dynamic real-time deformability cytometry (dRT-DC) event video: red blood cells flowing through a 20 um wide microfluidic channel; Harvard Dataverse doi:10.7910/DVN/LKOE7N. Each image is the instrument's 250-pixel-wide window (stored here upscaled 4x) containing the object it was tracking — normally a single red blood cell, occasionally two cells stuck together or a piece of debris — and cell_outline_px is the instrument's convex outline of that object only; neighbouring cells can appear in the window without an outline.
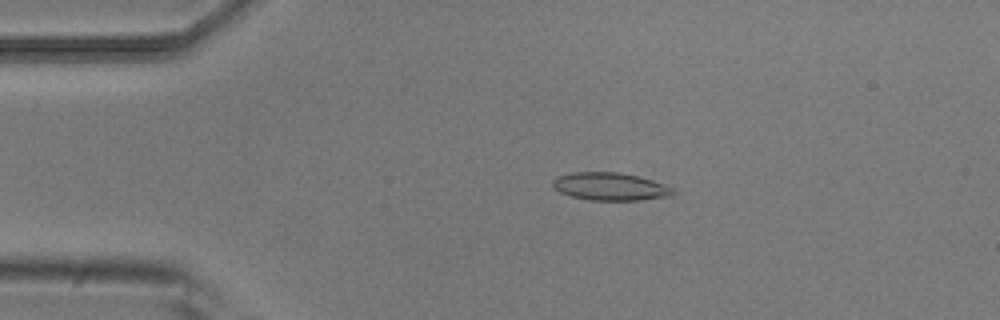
{"species": "common noctule bat (a hibernating species)", "species_latin": "Nyctalus noctula", "temperature_condition": "room temperature", "stored_images_in_passage": 4, "camera_frame_rate_fps": 3000, "um_per_image_px": 0.085, "animal": {"sex": "male", "body_mass_g": 20.5, "forearm_length_mm": 52.5}, "frame": {"image": 1, "passage_image": 3, "time_ms": 0.667, "image_size_px": [1000, 320], "cell_outline_px": [[676, 192], [672, 196], [640, 200], [588, 200], [572, 196], [560, 192], [552, 188], [552, 180], [556, 176], [572, 172], [616, 172], [636, 176], [652, 180], [672, 188]], "centroid_in_image_um": [51.82, 15.86], "position_along_channel_um": 33.2, "area_um2": 19.48}}